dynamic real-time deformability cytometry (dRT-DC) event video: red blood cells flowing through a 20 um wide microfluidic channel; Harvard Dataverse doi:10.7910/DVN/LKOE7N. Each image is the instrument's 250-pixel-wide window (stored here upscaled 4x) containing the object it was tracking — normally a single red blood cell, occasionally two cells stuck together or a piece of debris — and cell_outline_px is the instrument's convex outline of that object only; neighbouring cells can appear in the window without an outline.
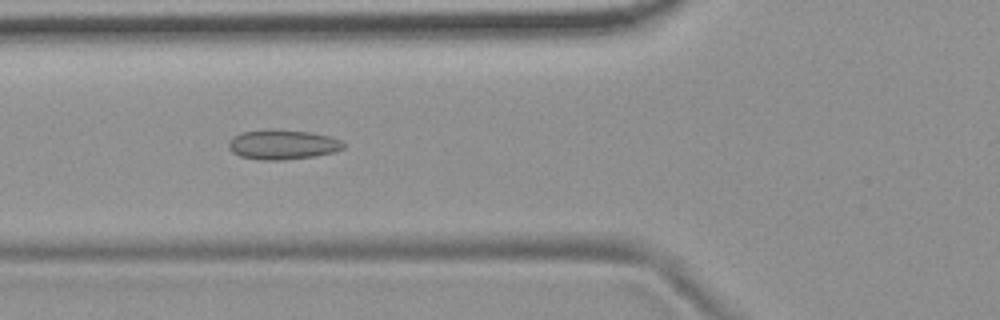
{"species": "common noctule bat (a hibernating species)", "species_latin": "Nyctalus noctula", "temperature_condition": "room temperature", "stored_images_in_passage": 39, "camera_frame_rate_fps": 3000, "um_per_image_px": 0.085, "animal": {"sex": "female", "body_mass_g": 19.9}, "frame": {"image": 1, "passage_image": 13, "time_ms": 4.0, "image_size_px": [1000, 320], "cell_outline_px": [[344, 148], [336, 152], [312, 156], [284, 160], [260, 160], [240, 156], [232, 152], [228, 148], [228, 140], [232, 136], [240, 132], [268, 128], [272, 128], [312, 132], [328, 136], [340, 140], [344, 144]], "centroid_in_image_um": [23.97, 12.27], "position_along_channel_um": 101.8, "area_um2": 20.29}}
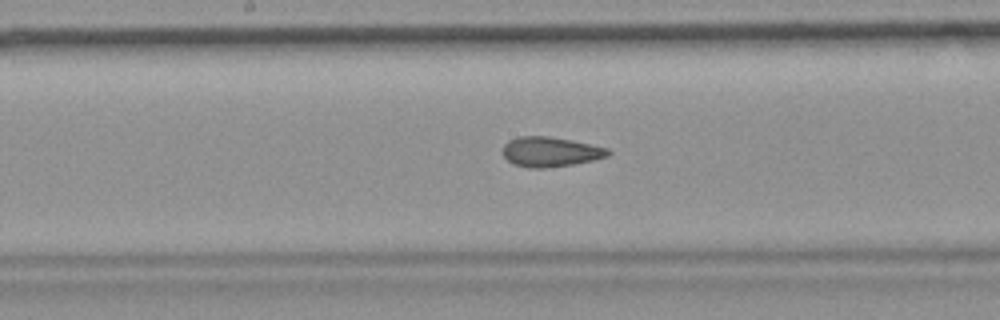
{"frame": {"image": 2, "passage_image": 21, "time_ms": 6.667, "image_size_px": [1000, 320], "cell_outline_px": [[612, 152], [608, 156], [592, 160], [572, 164], [544, 168], [528, 168], [512, 164], [500, 152], [504, 144], [508, 140], [520, 136], [548, 136], [572, 140], [608, 148]], "centroid_in_image_um": [46.74, 12.9], "position_along_channel_um": 201.5, "area_um2": 18.44}}
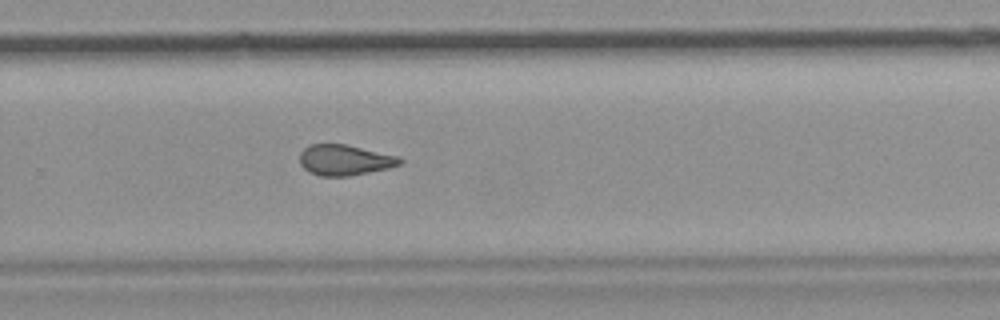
{"frame": {"image": 3, "passage_image": 29, "time_ms": 9.333, "image_size_px": [1000, 320], "cell_outline_px": [[404, 164], [388, 168], [348, 176], [320, 176], [304, 168], [300, 164], [300, 152], [308, 144], [348, 144], [400, 156], [404, 160]], "centroid_in_image_um": [29.35, 13.58], "position_along_channel_um": 300.5, "area_um2": 18.09}, "authors_computed_cell_mechanics": {"area_um2": 18.6116, "velocity_mm_per_s": 3.7394, "shape_relaxation_time_tau1_ms": null, "shape_relaxation_time_tau2_ms": 2.3009, "deformation_change_tau1": null, "deformation_change_tau2": 0.083}}